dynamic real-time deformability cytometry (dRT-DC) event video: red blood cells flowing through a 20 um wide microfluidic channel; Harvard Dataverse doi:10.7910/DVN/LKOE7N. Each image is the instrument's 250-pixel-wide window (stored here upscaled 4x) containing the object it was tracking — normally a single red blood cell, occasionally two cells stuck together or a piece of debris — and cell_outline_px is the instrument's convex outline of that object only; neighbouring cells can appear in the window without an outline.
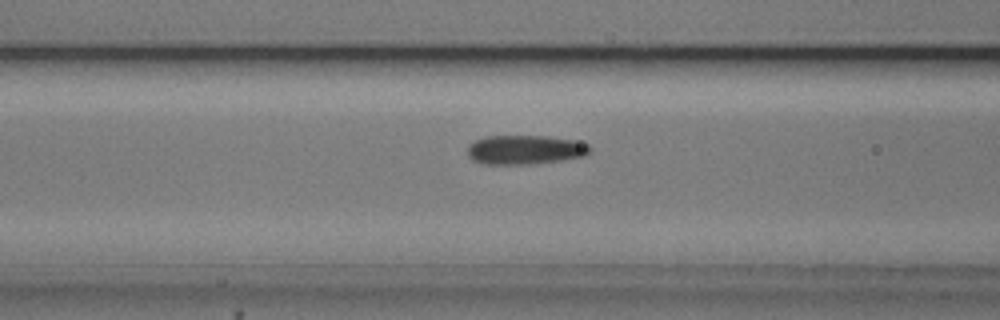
{"species": "common noctule bat (a hibernating species)", "species_latin": "Nyctalus noctula", "temperature_condition": "cold", "stored_images_in_passage": 39, "camera_frame_rate_fps": 3000, "um_per_image_px": 0.085, "animal": {"sex": "male", "body_mass_g": 20.5, "forearm_length_mm": 52.5}, "frame": {"image": 1, "passage_image": 12, "time_ms": 3.667, "image_size_px": [1000, 320], "cell_outline_px": [[592, 148], [584, 156], [564, 160], [528, 164], [488, 164], [472, 160], [468, 156], [468, 144], [476, 140], [488, 136], [548, 136], [576, 140], [588, 144]], "centroid_in_image_um": [44.65, 12.72], "position_along_channel_um": 122.0, "area_um2": 20.87}}
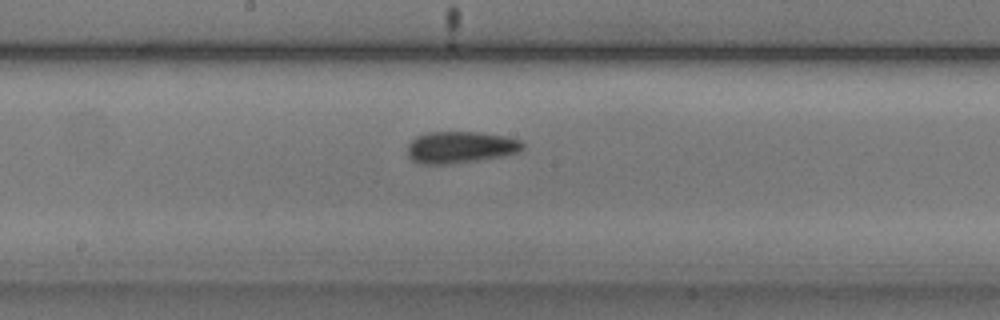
{"frame": {"image": 2, "passage_image": 19, "time_ms": 6.0, "image_size_px": [1000, 320], "cell_outline_px": [[524, 148], [520, 152], [504, 156], [448, 164], [420, 164], [412, 160], [408, 156], [408, 144], [416, 136], [428, 132], [480, 132], [504, 136], [520, 140], [524, 144]], "centroid_in_image_um": [39.14, 12.51], "position_along_channel_um": 209.1, "area_um2": 21.39}}
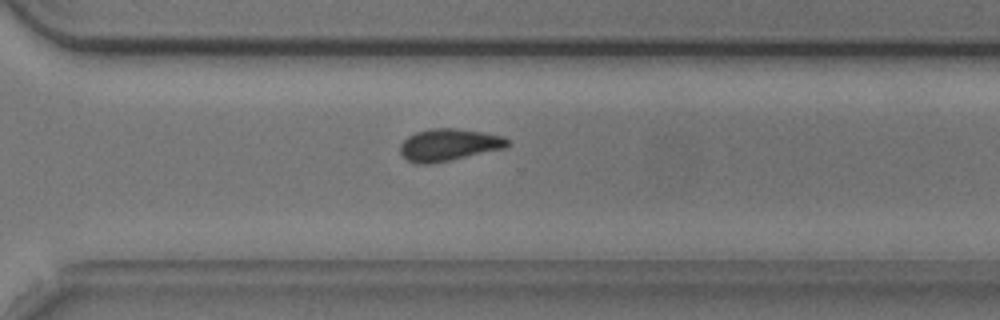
{"frame": {"image": 3, "passage_image": 29, "time_ms": 9.333, "image_size_px": [1000, 320], "cell_outline_px": [[512, 144], [504, 148], [448, 160], [428, 164], [416, 164], [408, 160], [400, 152], [400, 144], [408, 136], [416, 132], [428, 128], [456, 128], [484, 132], [504, 136], [512, 140]], "centroid_in_image_um": [38.18, 12.29], "position_along_channel_um": 332.4, "area_um2": 20.11}, "authors_computed_cell_mechanics": {"area_um2": 20.5768, "velocity_mm_per_s": 3.7176, "shape_relaxation_time_tau1_ms": 6.7762, "shape_relaxation_time_tau2_ms": 4.4974, "deformation_change_tau1": 0.1178, "deformation_change_tau2": 0.0993}}